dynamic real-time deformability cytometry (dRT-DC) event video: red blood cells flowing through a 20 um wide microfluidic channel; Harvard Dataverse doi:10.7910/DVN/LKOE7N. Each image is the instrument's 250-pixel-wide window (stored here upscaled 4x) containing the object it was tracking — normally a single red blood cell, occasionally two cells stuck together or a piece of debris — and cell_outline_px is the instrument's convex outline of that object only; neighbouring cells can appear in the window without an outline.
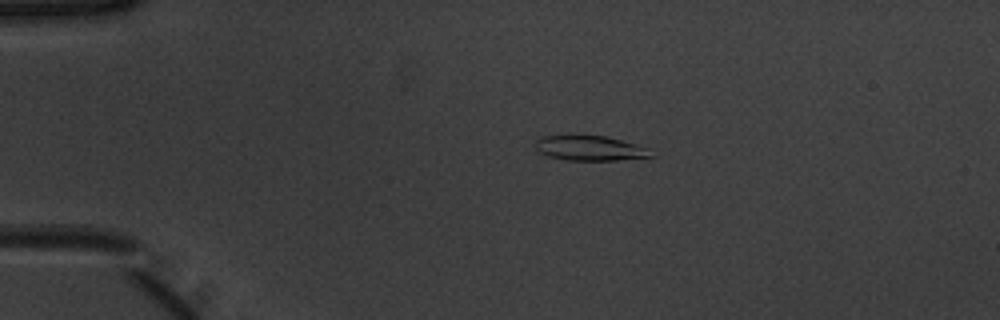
{"species": "common noctule bat (a hibernating species)", "species_latin": "Nyctalus noctula", "temperature_condition": "warm", "stored_images_in_passage": 26, "camera_frame_rate_fps": 3000, "um_per_image_px": 0.085, "animal": {"sex": "male", "body_mass_g": 20.1, "forearm_length_mm": 53.5}, "frame": {"image": 1, "passage_image": 7, "time_ms": 2.0, "image_size_px": [1000, 320], "cell_outline_px": [[656, 156], [616, 160], [564, 160], [548, 156], [536, 152], [536, 140], [540, 136], [572, 132], [604, 136], [636, 144], [648, 148]], "centroid_in_image_um": [50.05, 12.55], "position_along_channel_um": 35.0, "area_um2": 17.63}}
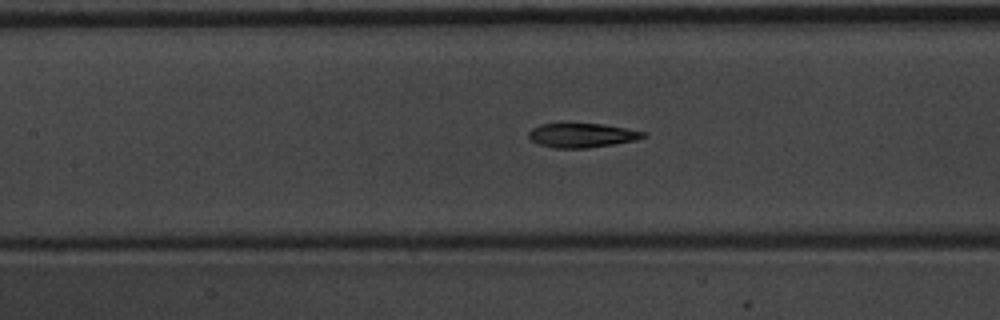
{"frame": {"image": 2, "passage_image": 20, "time_ms": 6.333, "image_size_px": [1000, 320], "cell_outline_px": [[648, 136], [636, 140], [588, 148], [556, 148], [540, 144], [532, 140], [528, 136], [528, 132], [532, 128], [540, 124], [600, 124], [624, 128], [644, 132]], "centroid_in_image_um": [49.46, 11.5], "position_along_channel_um": 157.9, "area_um2": 15.9}}
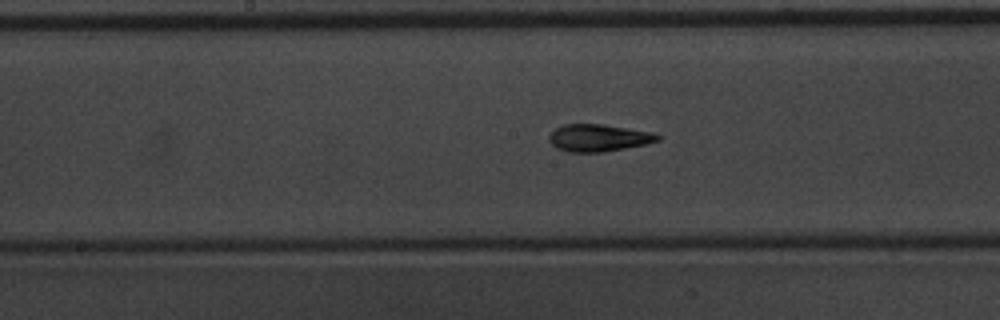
{"frame": {"image": 3, "passage_image": 23, "time_ms": 7.333, "image_size_px": [1000, 320], "cell_outline_px": [[660, 140], [644, 144], [604, 152], [568, 152], [556, 148], [548, 140], [548, 136], [556, 128], [564, 124], [604, 124], [656, 132], [660, 136]], "centroid_in_image_um": [50.88, 11.71], "position_along_channel_um": 197.3, "area_um2": 17.34}}